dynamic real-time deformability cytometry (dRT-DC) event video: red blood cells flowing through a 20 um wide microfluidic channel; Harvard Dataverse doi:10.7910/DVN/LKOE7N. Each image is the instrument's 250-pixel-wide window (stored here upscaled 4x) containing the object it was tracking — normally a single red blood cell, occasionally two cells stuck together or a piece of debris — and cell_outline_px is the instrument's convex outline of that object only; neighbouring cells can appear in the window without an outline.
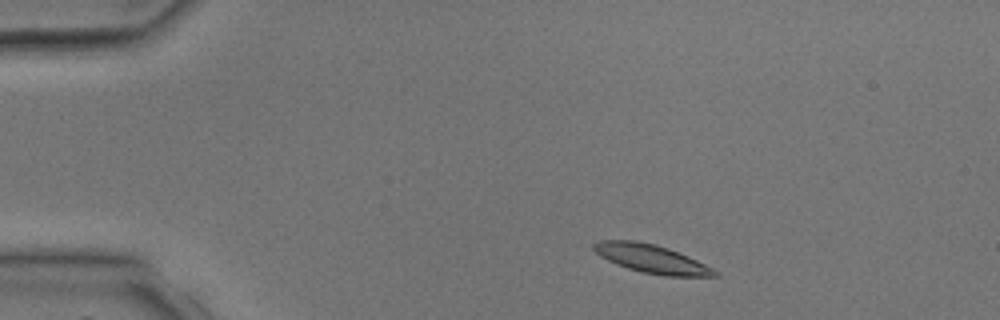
{"species": "common noctule bat (a hibernating species)", "species_latin": "Nyctalus noctula", "temperature_condition": "room temperature", "stored_images_in_passage": 3, "camera_frame_rate_fps": 3000, "um_per_image_px": 0.085, "animal": {"sex": "male", "body_mass_g": 17.9, "forearm_length_mm": 54.2}, "frame": {"image": 1, "passage_image": 2, "time_ms": 1.0, "image_size_px": [1000, 320], "cell_outline_px": [[720, 276], [664, 276], [640, 272], [616, 264], [600, 256], [592, 248], [592, 244], [600, 240], [636, 240], [656, 244], [668, 248], [688, 256], [712, 268]], "centroid_in_image_um": [55.34, 21.99], "position_along_channel_um": 29.7, "area_um2": 20.0}}